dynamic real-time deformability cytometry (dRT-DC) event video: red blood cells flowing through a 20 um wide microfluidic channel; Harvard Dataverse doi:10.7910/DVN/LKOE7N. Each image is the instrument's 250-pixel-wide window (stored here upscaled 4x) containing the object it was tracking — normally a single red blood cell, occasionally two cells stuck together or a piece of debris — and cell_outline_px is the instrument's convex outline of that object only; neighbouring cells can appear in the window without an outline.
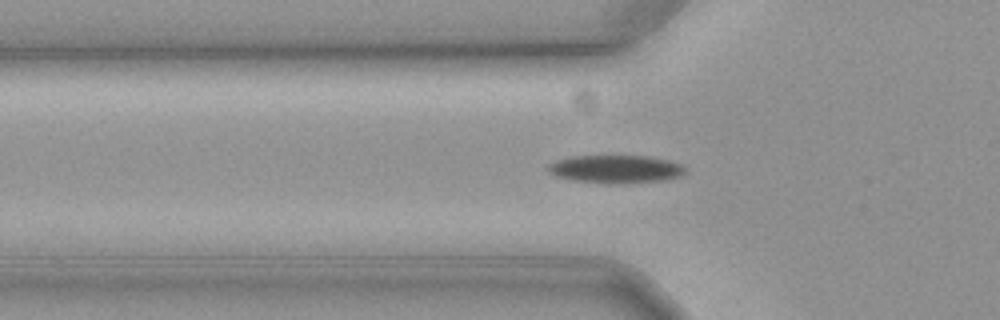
{"species": "common noctule bat (a hibernating species)", "species_latin": "Nyctalus noctula", "temperature_condition": "cold", "stored_images_in_passage": 59, "camera_frame_rate_fps": 3000, "um_per_image_px": 0.085, "animal": {"sex": "female", "body_mass_g": 19.3, "forearm_length_mm": 54.1}, "frame": {"image": 1, "passage_image": 20, "time_ms": 6.333, "image_size_px": [1000, 320], "cell_outline_px": [[688, 172], [680, 176], [668, 180], [616, 184], [604, 184], [576, 180], [556, 176], [548, 172], [548, 164], [556, 160], [572, 156], [648, 156], [668, 160], [680, 164]], "centroid_in_image_um": [52.35, 14.38], "position_along_channel_um": 73.4, "area_um2": 22.54}}
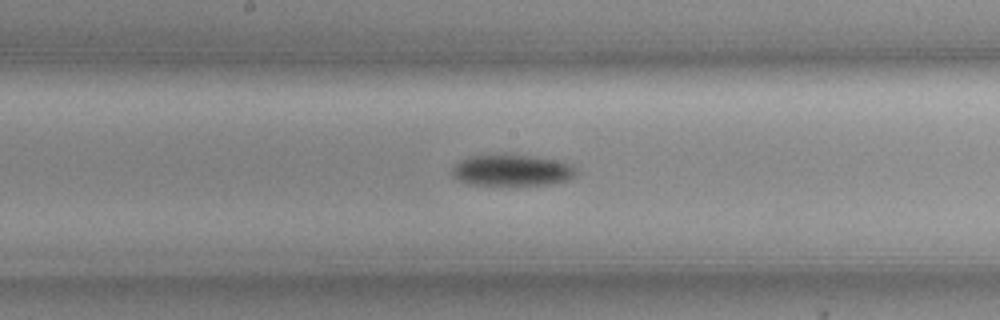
{"frame": {"image": 2, "passage_image": 31, "time_ms": 10.0, "image_size_px": [1000, 320], "cell_outline_px": [[576, 176], [568, 180], [548, 184], [468, 184], [456, 180], [452, 172], [452, 168], [460, 160], [468, 156], [500, 152], [504, 152], [556, 160], [572, 164], [576, 168]], "centroid_in_image_um": [43.48, 14.43], "position_along_channel_um": 204.7, "area_um2": 23.06}}
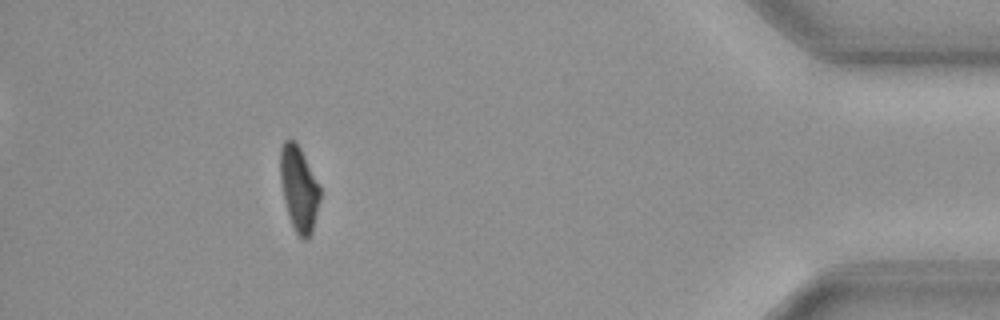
{"frame": {"image": 3, "passage_image": 53, "time_ms": 17.333, "image_size_px": [1000, 320], "cell_outline_px": [[320, 200], [312, 232], [304, 240], [296, 232], [292, 224], [284, 200], [280, 180], [280, 148], [284, 140], [296, 140], [320, 188]], "centroid_in_image_um": [25.39, 16.01], "position_along_channel_um": 409.8, "area_um2": 19.36}, "authors_computed_cell_mechanics": {"area_um2": 21.386, "velocity_mm_per_s": 3.568, "shape_relaxation_time_tau1_ms": 3.9459, "shape_relaxation_time_tau2_ms": null, "deformation_change_tau1": 0.1053, "deformation_change_tau2": null}}